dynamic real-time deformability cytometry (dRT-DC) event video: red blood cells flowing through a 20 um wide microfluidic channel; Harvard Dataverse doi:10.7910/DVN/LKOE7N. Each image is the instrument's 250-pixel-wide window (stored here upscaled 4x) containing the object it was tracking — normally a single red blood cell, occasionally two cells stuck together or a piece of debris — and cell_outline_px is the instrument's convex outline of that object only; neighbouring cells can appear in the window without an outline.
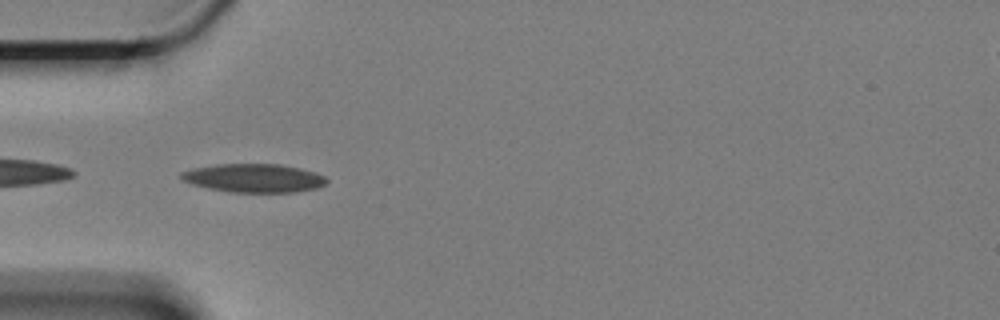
{"species": "Egyptian fruit bat (a non-hibernating species)", "species_latin": "Rousettus aegyptiacus", "temperature_condition": "cold", "stored_images_in_passage": 22, "camera_frame_rate_fps": 3000, "um_per_image_px": 0.085, "animal": {"sex": "female"}, "frame": {"image": 1, "passage_image": 1, "time_ms": 0.0, "image_size_px": [1000, 320], "cell_outline_px": [[328, 180], [324, 184], [316, 188], [296, 192], [228, 192], [208, 188], [192, 184], [180, 180], [180, 172], [192, 168], [216, 164], [280, 164], [300, 168], [324, 176]], "centroid_in_image_um": [21.52, 15.13], "position_along_channel_um": 63.5, "area_um2": 24.22}}